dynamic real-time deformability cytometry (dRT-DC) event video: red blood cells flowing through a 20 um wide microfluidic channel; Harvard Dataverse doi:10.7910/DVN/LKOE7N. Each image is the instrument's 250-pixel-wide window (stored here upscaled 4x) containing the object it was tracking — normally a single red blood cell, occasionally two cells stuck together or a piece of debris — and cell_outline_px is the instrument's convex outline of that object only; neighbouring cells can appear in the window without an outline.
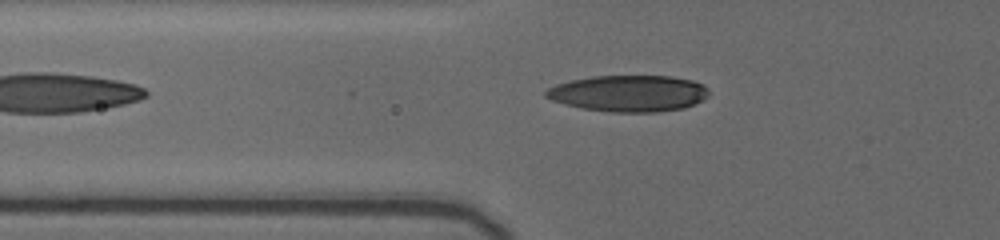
{"species": "human", "species_latin": "Homo sapiens", "temperature_condition": "cold", "stored_images_in_passage": 7, "camera_frame_rate_fps": 3000, "um_per_image_px": 0.085, "donor": {"sex": "female"}, "frame": {"image": 1, "passage_image": 7, "time_ms": 5.0, "image_size_px": [1000, 240], "cell_outline_px": [[708, 96], [684, 108], [656, 112], [612, 112], [584, 108], [564, 104], [552, 100], [544, 96], [544, 92], [548, 88], [556, 84], [572, 80], [592, 76], [668, 76], [692, 80], [704, 84], [708, 88]], "centroid_in_image_um": [53.43, 7.93], "position_along_channel_um": 72.4, "area_um2": 34.45}}